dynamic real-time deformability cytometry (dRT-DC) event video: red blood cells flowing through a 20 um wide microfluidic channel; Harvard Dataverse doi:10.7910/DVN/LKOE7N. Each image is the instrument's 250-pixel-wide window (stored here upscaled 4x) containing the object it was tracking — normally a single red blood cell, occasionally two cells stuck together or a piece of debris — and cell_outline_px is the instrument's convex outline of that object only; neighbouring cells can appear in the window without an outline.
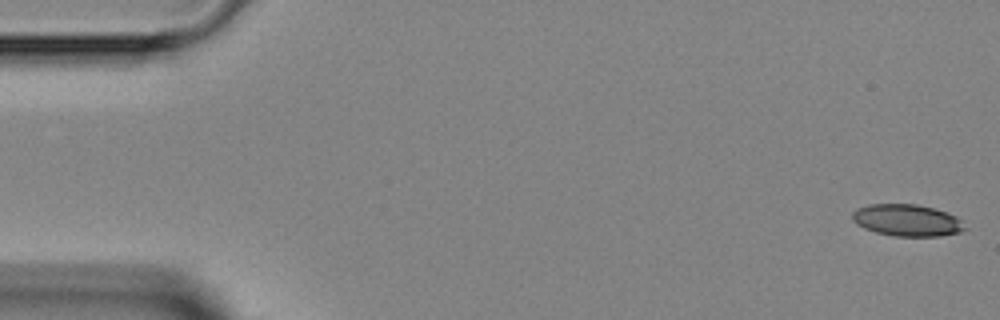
{"species": "Egyptian fruit bat (a non-hibernating species)", "species_latin": "Rousettus aegyptiacus", "temperature_condition": "room temperature", "stored_images_in_passage": 5, "camera_frame_rate_fps": 3000, "um_per_image_px": 0.085, "animal": {"sex": "female"}, "frame": {"image": 1, "passage_image": 1, "time_ms": 0.0, "image_size_px": [1000, 320], "cell_outline_px": [[968, 228], [960, 232], [940, 236], [892, 236], [876, 232], [864, 228], [856, 224], [852, 220], [852, 212], [856, 208], [868, 204], [916, 204], [932, 208], [956, 216]], "centroid_in_image_um": [77.07, 18.72], "position_along_channel_um": 7.9, "area_um2": 20.92}}
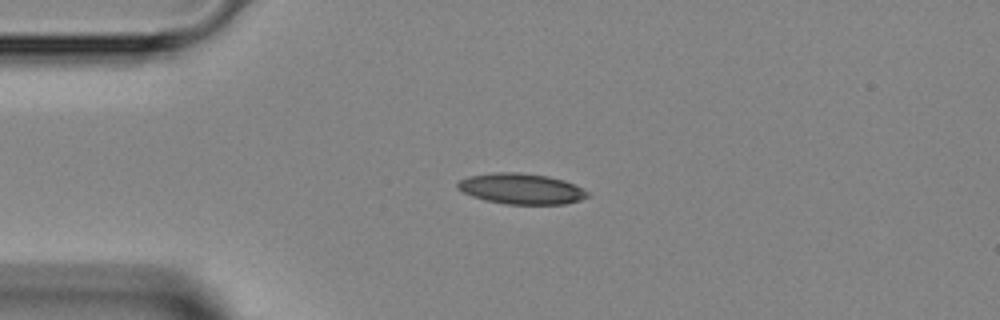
{"frame": {"image": 2, "passage_image": 4, "time_ms": 3.333, "image_size_px": [1000, 320], "cell_outline_px": [[588, 196], [580, 200], [564, 204], [508, 204], [484, 200], [472, 196], [456, 188], [456, 184], [460, 180], [468, 176], [496, 172], [516, 172], [548, 176], [564, 180], [588, 192]], "centroid_in_image_um": [44.27, 16.04], "position_along_channel_um": 40.7, "area_um2": 23.06}}
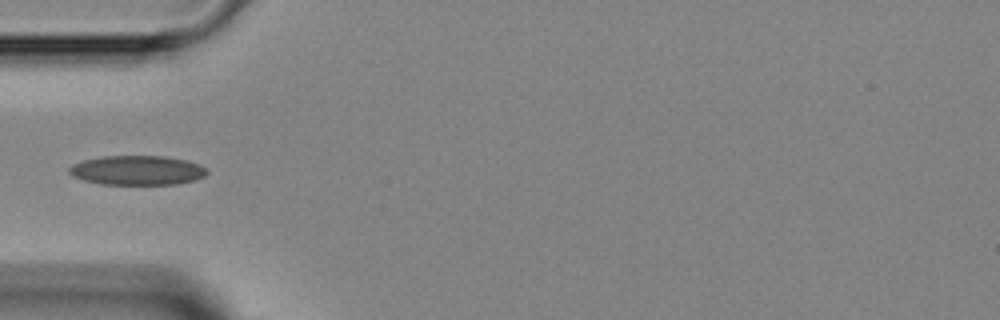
{"frame": {"image": 3, "passage_image": 5, "time_ms": 4.667, "image_size_px": [1000, 320], "cell_outline_px": [[208, 172], [204, 176], [196, 180], [176, 184], [100, 184], [84, 180], [72, 176], [68, 172], [68, 168], [72, 164], [84, 160], [104, 156], [164, 156], [188, 160], [200, 164]], "centroid_in_image_um": [11.66, 14.47], "position_along_channel_um": 73.3, "area_um2": 23.7}}